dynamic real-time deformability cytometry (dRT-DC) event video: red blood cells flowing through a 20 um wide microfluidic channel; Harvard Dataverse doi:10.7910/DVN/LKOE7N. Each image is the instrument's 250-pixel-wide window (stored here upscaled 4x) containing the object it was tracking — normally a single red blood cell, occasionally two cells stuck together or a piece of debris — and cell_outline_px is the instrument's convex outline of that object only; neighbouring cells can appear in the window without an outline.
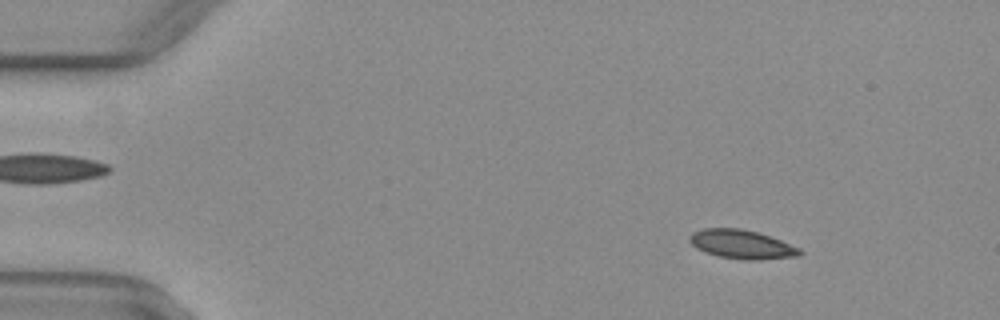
{"species": "common noctule bat (a hibernating species)", "species_latin": "Nyctalus noctula", "temperature_condition": "warm", "stored_images_in_passage": 52, "camera_frame_rate_fps": 3000, "um_per_image_px": 0.085, "animal": {"sex": "female", "body_mass_g": 29.2, "forearm_length_mm": 56.3}, "frame": {"image": 1, "passage_image": 7, "time_ms": 2.0, "image_size_px": [1000, 320], "cell_outline_px": [[804, 252], [800, 256], [760, 260], [744, 260], [720, 256], [696, 248], [688, 240], [688, 236], [692, 232], [704, 228], [740, 228], [756, 232], [780, 240], [800, 248]], "centroid_in_image_um": [63.06, 20.77], "position_along_channel_um": 21.9, "area_um2": 18.5}}
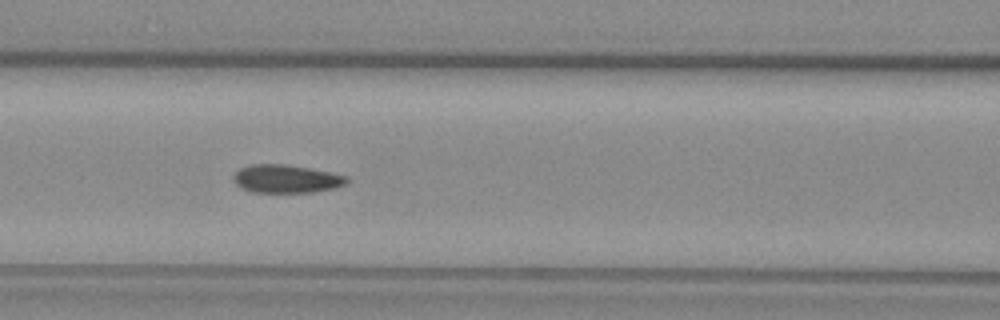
{"frame": {"image": 2, "passage_image": 23, "time_ms": 7.333, "image_size_px": [1000, 320], "cell_outline_px": [[352, 180], [336, 188], [312, 192], [252, 192], [240, 188], [232, 180], [232, 176], [240, 168], [252, 164], [284, 164], [308, 168], [348, 176]], "centroid_in_image_um": [24.32, 15.2], "position_along_channel_um": 142.3, "area_um2": 18.67}}
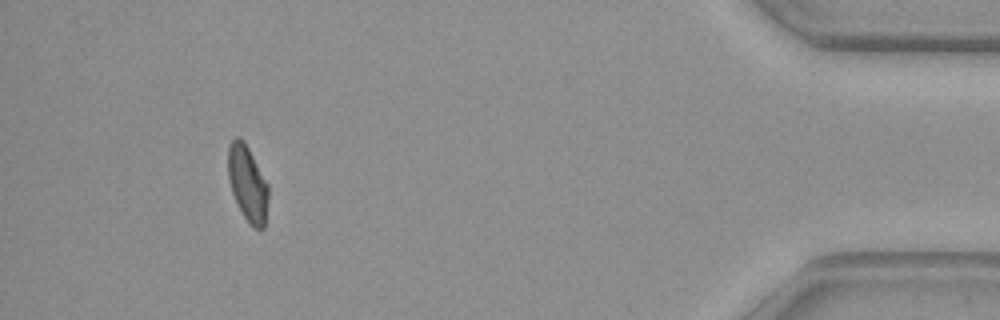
{"frame": {"image": 3, "passage_image": 48, "time_ms": 15.667, "image_size_px": [1000, 320], "cell_outline_px": [[268, 196], [264, 228], [252, 228], [244, 216], [232, 192], [228, 176], [228, 148], [232, 140], [236, 136], [240, 136], [244, 140], [268, 184]], "centroid_in_image_um": [21.04, 15.57], "position_along_channel_um": 414.2, "area_um2": 17.57}, "authors_computed_cell_mechanics": {"area_um2": 18.496, "velocity_mm_per_s": 4.0348, "shape_relaxation_time_tau1_ms": null, "shape_relaxation_time_tau2_ms": 2.3574, "deformation_change_tau1": null, "deformation_change_tau2": 0.0422}}